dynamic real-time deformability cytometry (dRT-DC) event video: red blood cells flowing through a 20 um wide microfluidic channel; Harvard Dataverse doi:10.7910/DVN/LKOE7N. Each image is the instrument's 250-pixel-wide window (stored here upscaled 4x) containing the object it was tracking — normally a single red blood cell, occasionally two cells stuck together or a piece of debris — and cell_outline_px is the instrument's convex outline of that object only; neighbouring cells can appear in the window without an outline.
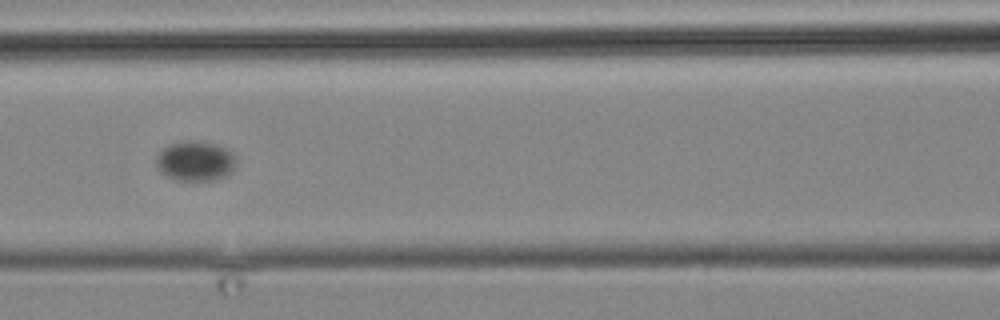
{"species": "common noctule bat (a hibernating species)", "species_latin": "Nyctalus noctula", "temperature_condition": "cold", "stored_images_in_passage": 7, "camera_frame_rate_fps": 3000, "um_per_image_px": 0.085, "animal": {"sex": "male", "body_mass_g": 19.2, "forearm_length_mm": 51.8}, "frame": {"image": 1, "passage_image": 6, "time_ms": 8.667, "image_size_px": [1000, 320], "cell_outline_px": [[236, 164], [224, 176], [212, 180], [176, 180], [160, 172], [156, 164], [156, 156], [168, 144], [188, 140], [196, 140], [216, 144], [224, 148], [236, 160]], "centroid_in_image_um": [16.54, 13.67], "position_along_channel_um": 150.1, "area_um2": 18.26}}